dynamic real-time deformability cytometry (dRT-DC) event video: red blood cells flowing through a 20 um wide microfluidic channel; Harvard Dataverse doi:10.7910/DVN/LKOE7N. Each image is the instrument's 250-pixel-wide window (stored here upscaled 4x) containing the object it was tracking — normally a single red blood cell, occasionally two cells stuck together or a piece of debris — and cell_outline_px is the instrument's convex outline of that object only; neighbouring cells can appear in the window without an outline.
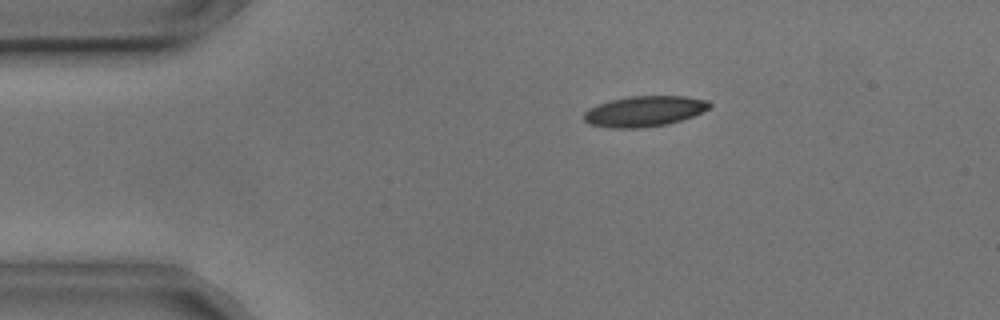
{"species": "common noctule bat (a hibernating species)", "species_latin": "Nyctalus noctula", "temperature_condition": "cold", "stored_images_in_passage": 8, "camera_frame_rate_fps": 3000, "um_per_image_px": 0.085, "animal": {"sex": "male", "body_mass_g": 17.9, "forearm_length_mm": 54.2}, "frame": {"image": 1, "passage_image": 2, "time_ms": 0.333, "image_size_px": [1000, 320], "cell_outline_px": [[712, 104], [708, 108], [692, 116], [668, 124], [644, 128], [608, 128], [588, 124], [584, 120], [584, 112], [588, 108], [596, 104], [612, 100], [632, 96], [688, 96], [708, 100]], "centroid_in_image_um": [54.74, 9.46], "position_along_channel_um": 30.3, "area_um2": 22.48}}
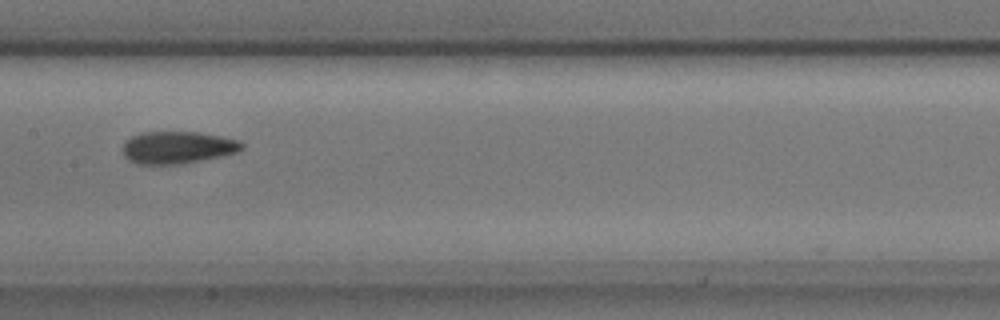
{"frame": {"image": 2, "passage_image": 7, "time_ms": 2.0, "image_size_px": [1000, 320], "cell_outline_px": [[244, 148], [236, 152], [220, 156], [180, 164], [136, 164], [128, 160], [124, 156], [124, 144], [132, 136], [140, 132], [200, 132], [240, 140], [244, 144]], "centroid_in_image_um": [15.1, 12.53], "position_along_channel_um": 192.3, "area_um2": 22.31}}
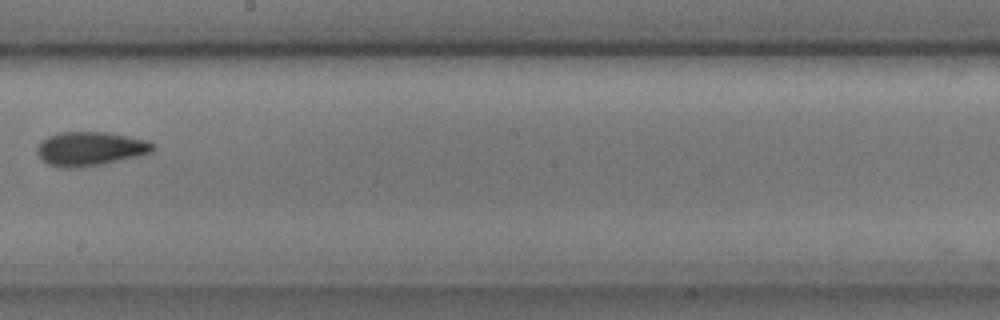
{"frame": {"image": 3, "passage_image": 8, "time_ms": 2.333, "image_size_px": [1000, 320], "cell_outline_px": [[156, 148], [152, 152], [104, 164], [80, 168], [60, 168], [48, 164], [36, 152], [36, 148], [48, 136], [60, 132], [108, 132], [128, 136], [144, 140], [156, 144]], "centroid_in_image_um": [7.68, 12.65], "position_along_channel_um": 240.5, "area_um2": 22.95}}